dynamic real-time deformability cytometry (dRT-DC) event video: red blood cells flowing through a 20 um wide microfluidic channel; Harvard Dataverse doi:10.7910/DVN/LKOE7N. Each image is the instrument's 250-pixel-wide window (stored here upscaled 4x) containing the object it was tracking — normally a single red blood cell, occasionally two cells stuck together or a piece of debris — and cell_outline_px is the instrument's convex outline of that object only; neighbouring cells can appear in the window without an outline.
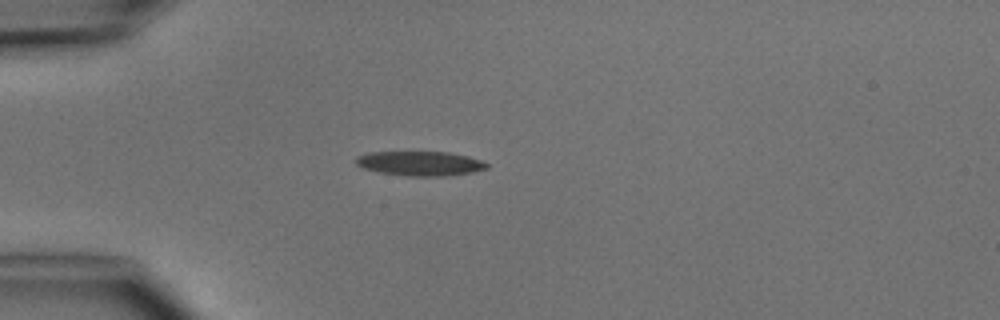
{"species": "common noctule bat (a hibernating species)", "species_latin": "Nyctalus noctula", "temperature_condition": "cold", "stored_images_in_passage": 4, "camera_frame_rate_fps": 3000, "um_per_image_px": 0.085, "animal": {"sex": "male", "body_mass_g": 15.6}, "frame": {"image": 1, "passage_image": 3, "time_ms": 3.333, "image_size_px": [1000, 320], "cell_outline_px": [[488, 168], [472, 172], [444, 176], [408, 176], [380, 172], [364, 168], [356, 164], [352, 160], [356, 156], [368, 152], [448, 152], [468, 156], [480, 160], [488, 164]], "centroid_in_image_um": [35.67, 13.89], "position_along_channel_um": 49.3, "area_um2": 18.67}}